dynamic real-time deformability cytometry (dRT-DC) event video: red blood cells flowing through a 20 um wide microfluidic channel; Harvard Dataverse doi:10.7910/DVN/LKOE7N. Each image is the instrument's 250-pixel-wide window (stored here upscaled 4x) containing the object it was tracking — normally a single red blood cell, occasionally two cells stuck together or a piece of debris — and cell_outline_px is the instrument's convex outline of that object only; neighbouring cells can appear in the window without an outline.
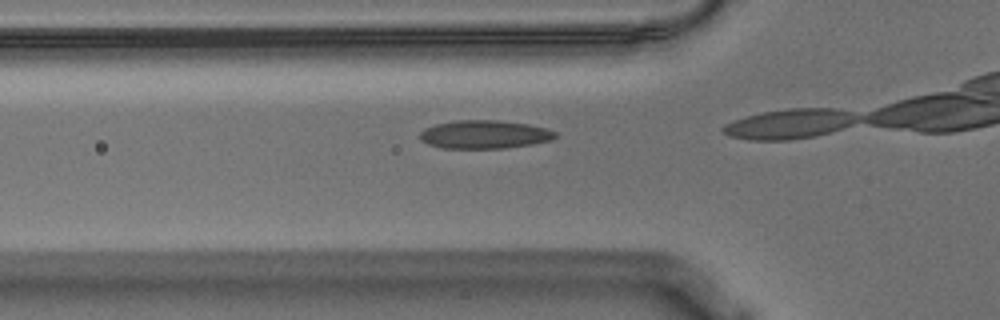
{"species": "Egyptian fruit bat (a non-hibernating species)", "species_latin": "Rousettus aegyptiacus", "temperature_condition": "warm", "stored_images_in_passage": 9, "camera_frame_rate_fps": 3000, "um_per_image_px": 0.085, "animal": {"sex": "male"}, "frame": {"image": 1, "passage_image": 7, "time_ms": 2.0, "image_size_px": [1000, 320], "cell_outline_px": [[556, 136], [552, 140], [532, 144], [504, 148], [440, 148], [428, 144], [420, 140], [420, 132], [424, 128], [436, 124], [456, 120], [500, 120], [528, 124], [544, 128], [556, 132]], "centroid_in_image_um": [41.15, 11.42], "position_along_channel_um": 84.6, "area_um2": 22.37}}